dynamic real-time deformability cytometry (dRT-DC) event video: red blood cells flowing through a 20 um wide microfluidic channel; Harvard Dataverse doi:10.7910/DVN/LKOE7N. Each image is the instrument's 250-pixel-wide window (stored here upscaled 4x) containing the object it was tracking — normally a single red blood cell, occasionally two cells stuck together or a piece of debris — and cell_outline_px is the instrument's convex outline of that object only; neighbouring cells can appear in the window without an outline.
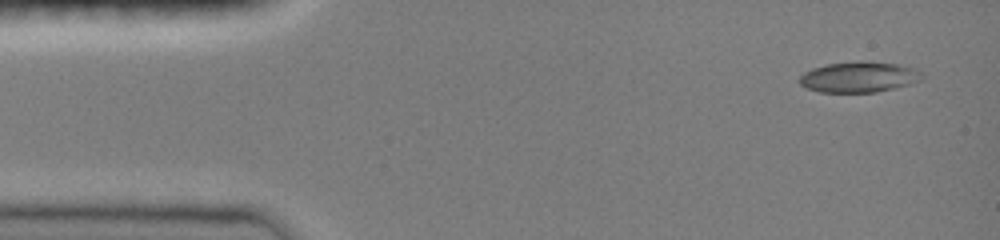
{"species": "common noctule bat (a hibernating species)", "species_latin": "Nyctalus noctula", "temperature_condition": "room temperature", "stored_images_in_passage": 17, "camera_frame_rate_fps": 3000, "um_per_image_px": 0.085, "animal": {"sex": "female", "body_mass_g": 19.0, "forearm_length_mm": 51.5}, "frame": {"image": 1, "passage_image": 1, "time_ms": 0.0, "image_size_px": [1000, 240], "cell_outline_px": [[924, 76], [920, 80], [908, 84], [876, 92], [820, 92], [808, 88], [800, 84], [800, 76], [804, 72], [812, 68], [828, 64], [860, 60], [864, 60], [900, 64], [916, 68]], "centroid_in_image_um": [73.02, 6.52], "position_along_channel_um": 12.0, "area_um2": 21.91}}
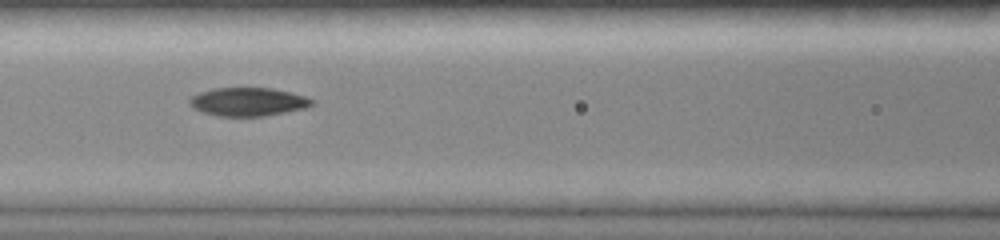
{"frame": {"image": 2, "passage_image": 8, "time_ms": 2.333, "image_size_px": [1000, 240], "cell_outline_px": [[316, 104], [304, 108], [264, 116], [216, 116], [192, 108], [188, 104], [188, 100], [192, 96], [200, 92], [212, 88], [272, 88], [304, 96], [316, 100]], "centroid_in_image_um": [21.07, 8.65], "position_along_channel_um": 145.5, "area_um2": 20.29}}
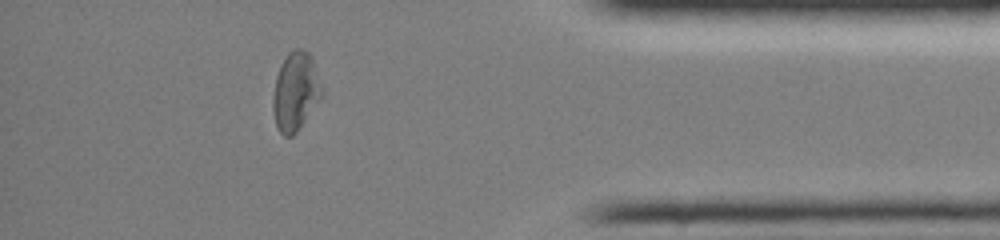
{"frame": {"image": 3, "passage_image": 15, "time_ms": 4.667, "image_size_px": [1000, 240], "cell_outline_px": [[324, 96], [296, 132], [292, 136], [284, 136], [276, 128], [272, 108], [272, 100], [276, 76], [280, 64], [288, 52], [296, 48], [300, 48], [308, 52], [312, 60], [324, 92]], "centroid_in_image_um": [25.11, 7.79], "position_along_channel_um": 410.1, "area_um2": 22.54}}